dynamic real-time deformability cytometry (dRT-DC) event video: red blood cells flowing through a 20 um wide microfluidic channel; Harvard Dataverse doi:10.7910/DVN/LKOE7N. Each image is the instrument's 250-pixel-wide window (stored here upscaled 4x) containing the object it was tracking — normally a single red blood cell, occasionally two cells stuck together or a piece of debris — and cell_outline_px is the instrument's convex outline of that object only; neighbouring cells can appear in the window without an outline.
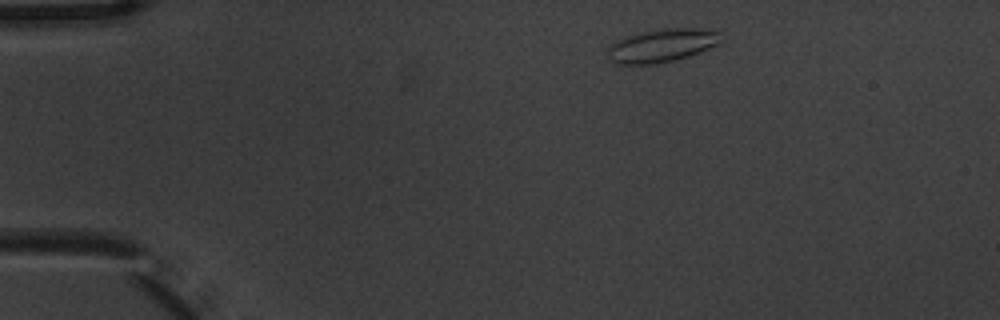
{"species": "common noctule bat (a hibernating species)", "species_latin": "Nyctalus noctula", "temperature_condition": "warm", "stored_images_in_passage": 3, "camera_frame_rate_fps": 3000, "um_per_image_px": 0.085, "animal": {"sex": "male", "body_mass_g": 20.1, "forearm_length_mm": 53.5}, "frame": {"image": 1, "passage_image": 1, "time_ms": 0.0, "image_size_px": [1000, 320], "cell_outline_px": [[720, 44], [700, 52], [688, 56], [672, 60], [652, 64], [616, 64], [608, 60], [608, 48], [616, 40], [624, 36], [640, 32], [668, 28], [696, 28], [720, 32]], "centroid_in_image_um": [56.23, 3.86], "position_along_channel_um": 28.8, "area_um2": 21.91}}